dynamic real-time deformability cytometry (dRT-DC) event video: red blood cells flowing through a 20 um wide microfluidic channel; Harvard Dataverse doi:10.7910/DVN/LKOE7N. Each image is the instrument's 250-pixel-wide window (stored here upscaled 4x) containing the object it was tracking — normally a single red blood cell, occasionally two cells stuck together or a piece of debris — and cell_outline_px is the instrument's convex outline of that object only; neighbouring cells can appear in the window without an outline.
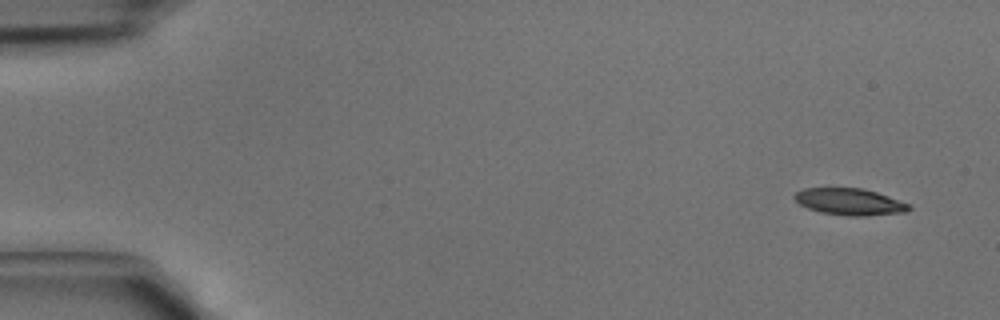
{"species": "common noctule bat (a hibernating species)", "species_latin": "Nyctalus noctula", "temperature_condition": "cold", "stored_images_in_passage": 3, "camera_frame_rate_fps": 3000, "um_per_image_px": 0.085, "animal": {"sex": "male", "body_mass_g": 15.6}, "frame": {"image": 1, "passage_image": 1, "time_ms": 0.0, "image_size_px": [1000, 320], "cell_outline_px": [[912, 208], [908, 212], [868, 216], [848, 216], [820, 212], [808, 208], [800, 204], [792, 196], [796, 192], [804, 188], [860, 188], [876, 192], [912, 204]], "centroid_in_image_um": [72.27, 17.16], "position_along_channel_um": 12.7, "area_um2": 17.98}}
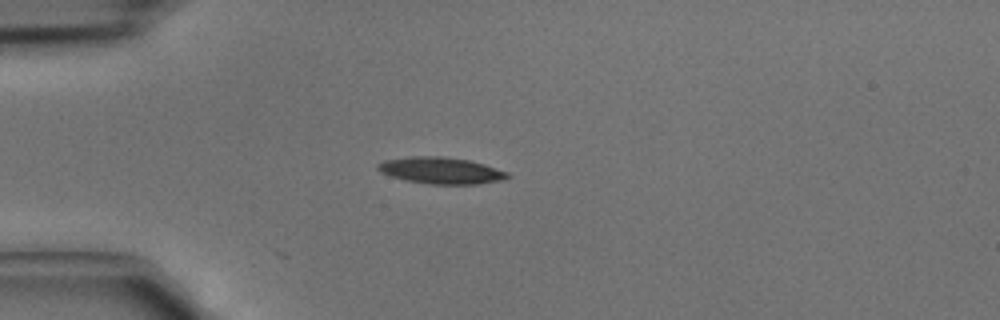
{"frame": {"image": 2, "passage_image": 3, "time_ms": 0.667, "image_size_px": [1000, 320], "cell_outline_px": [[512, 176], [504, 180], [476, 184], [428, 184], [404, 180], [380, 172], [376, 168], [376, 164], [384, 160], [408, 156], [440, 156], [468, 160], [484, 164], [508, 172]], "centroid_in_image_um": [37.47, 14.49], "position_along_channel_um": 47.5, "area_um2": 20.23}}